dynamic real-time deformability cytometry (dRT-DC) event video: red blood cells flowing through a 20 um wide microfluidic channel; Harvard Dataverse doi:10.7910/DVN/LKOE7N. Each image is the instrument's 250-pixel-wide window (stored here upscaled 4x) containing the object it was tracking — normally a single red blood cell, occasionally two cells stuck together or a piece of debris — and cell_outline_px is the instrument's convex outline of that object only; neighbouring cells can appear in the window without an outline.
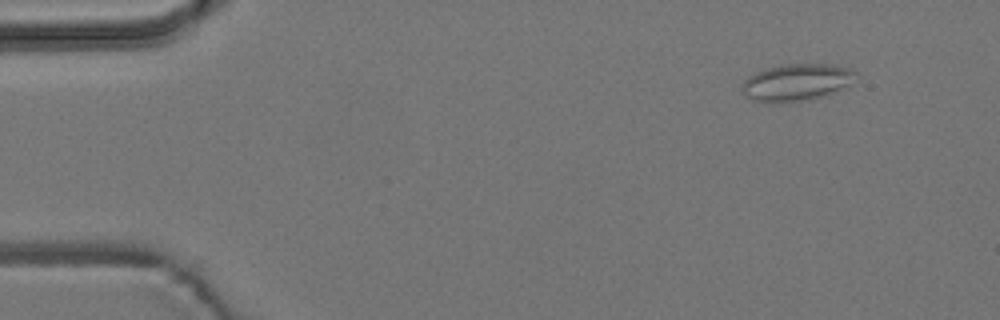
{"species": "common noctule bat (a hibernating species)", "species_latin": "Nyctalus noctula", "temperature_condition": "room temperature", "stored_images_in_passage": 6, "camera_frame_rate_fps": 3000, "um_per_image_px": 0.085, "animal": {"sex": "male", "body_mass_g": 19.2, "forearm_length_mm": 51.8}, "frame": {"image": 1, "passage_image": 6, "time_ms": 7.0, "image_size_px": [1000, 320], "cell_outline_px": [[856, 72], [848, 84], [824, 96], [812, 100], [780, 104], [768, 104], [752, 100], [740, 92], [740, 88], [744, 80], [748, 76], [764, 68], [784, 64], [832, 64], [848, 68]], "centroid_in_image_um": [67.58, 7.03], "position_along_channel_um": 17.4, "area_um2": 24.91}}